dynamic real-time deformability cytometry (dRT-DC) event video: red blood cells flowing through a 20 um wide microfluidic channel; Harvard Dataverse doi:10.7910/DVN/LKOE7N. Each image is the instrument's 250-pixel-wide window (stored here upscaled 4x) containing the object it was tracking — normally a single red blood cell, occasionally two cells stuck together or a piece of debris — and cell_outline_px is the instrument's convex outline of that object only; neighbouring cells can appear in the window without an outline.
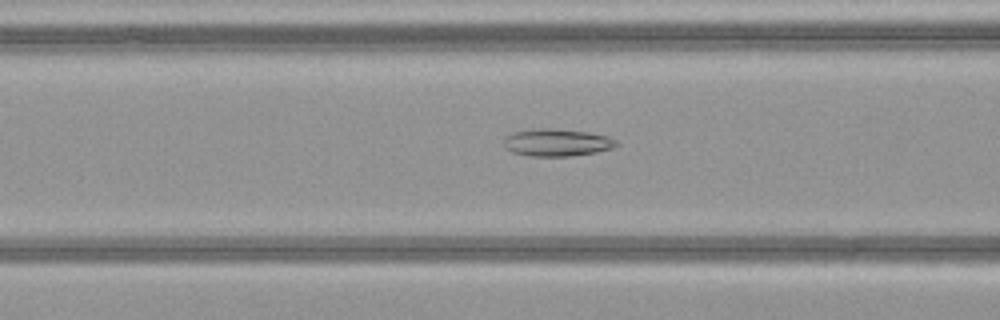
{"species": "common noctule bat (a hibernating species)", "species_latin": "Nyctalus noctula", "temperature_condition": "warm", "stored_images_in_passage": 50, "camera_frame_rate_fps": 3000, "um_per_image_px": 0.085, "animal": {"sex": "female", "body_mass_g": 21.9}, "frame": {"image": 1, "passage_image": 21, "time_ms": 6.667, "image_size_px": [1000, 320], "cell_outline_px": [[620, 144], [612, 148], [596, 152], [568, 156], [532, 156], [512, 152], [504, 148], [504, 140], [512, 132], [540, 128], [552, 128], [588, 132], [608, 136], [616, 140]], "centroid_in_image_um": [47.35, 12.11], "position_along_channel_um": 119.3, "area_um2": 17.92}}
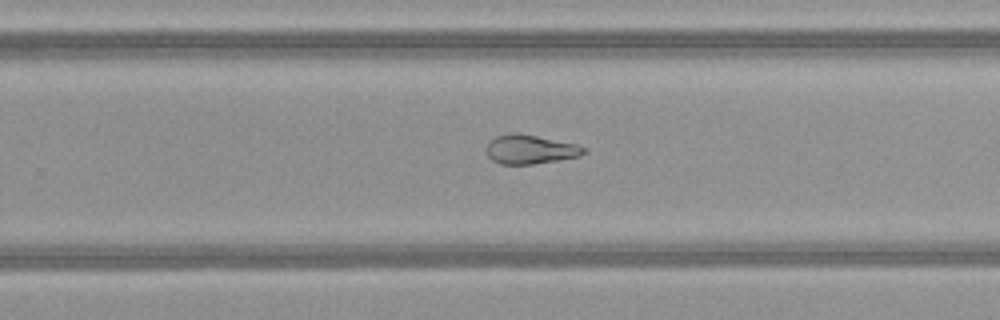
{"frame": {"image": 2, "passage_image": 33, "time_ms": 10.667, "image_size_px": [1000, 320], "cell_outline_px": [[588, 152], [580, 156], [532, 164], [500, 164], [492, 160], [488, 156], [484, 148], [496, 136], [512, 132], [516, 132], [576, 144], [588, 148]], "centroid_in_image_um": [45.07, 12.69], "position_along_channel_um": 284.7, "area_um2": 16.53}}
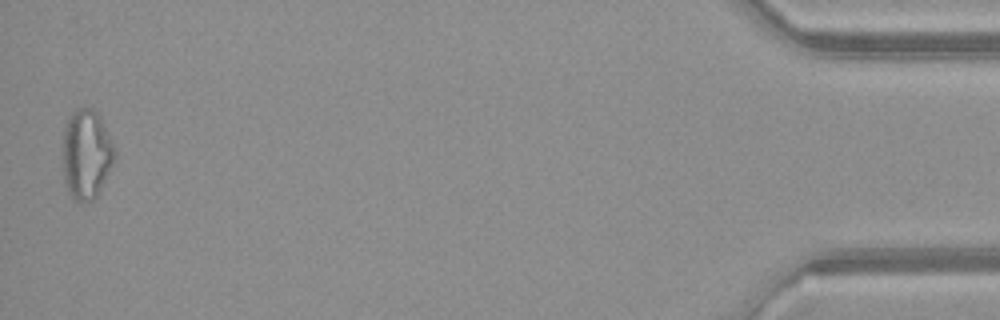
{"frame": {"image": 3, "passage_image": 50, "time_ms": 16.333, "image_size_px": [1000, 320], "cell_outline_px": [[116, 156], [96, 196], [92, 200], [80, 204], [72, 200], [68, 192], [64, 180], [64, 124], [72, 112], [80, 108], [92, 108], [100, 116], [116, 148]], "centroid_in_image_um": [7.34, 13.12], "position_along_channel_um": 427.9, "area_um2": 27.11}, "authors_computed_cell_mechanics": {"area_um2": 22.1085, "velocity_mm_per_s": 4.1448, "shape_relaxation_time_tau1_ms": null, "shape_relaxation_time_tau2_ms": 5.9851, "deformation_change_tau1": null, "deformation_change_tau2": 0.159}}